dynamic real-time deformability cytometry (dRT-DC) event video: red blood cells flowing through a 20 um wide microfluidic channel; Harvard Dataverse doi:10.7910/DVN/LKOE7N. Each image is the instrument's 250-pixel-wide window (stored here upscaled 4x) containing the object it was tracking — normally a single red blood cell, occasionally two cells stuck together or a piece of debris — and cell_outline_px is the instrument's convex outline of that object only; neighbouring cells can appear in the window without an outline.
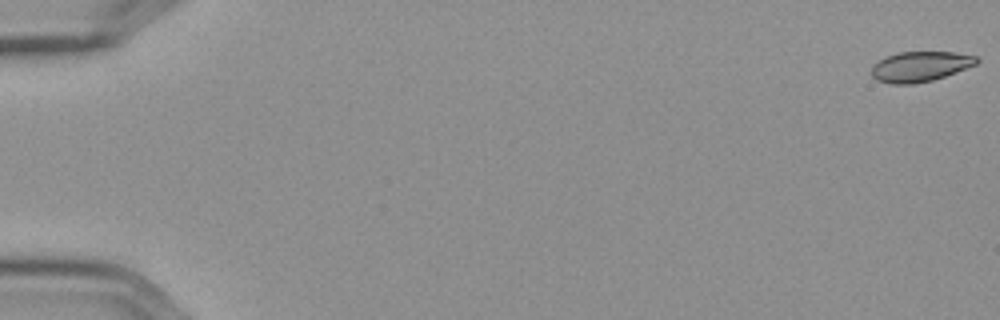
{"species": "Egyptian fruit bat (a non-hibernating species)", "species_latin": "Rousettus aegyptiacus", "temperature_condition": "cold", "stored_images_in_passage": 58, "camera_frame_rate_fps": 3000, "um_per_image_px": 0.085, "frame": {"image": 1, "passage_image": 1, "time_ms": 0.0, "image_size_px": [1000, 320], "cell_outline_px": [[980, 60], [976, 64], [944, 76], [932, 80], [912, 84], [892, 84], [876, 80], [872, 76], [872, 64], [884, 56], [900, 52], [956, 52], [976, 56]], "centroid_in_image_um": [78.17, 5.64], "position_along_channel_um": 6.8, "area_um2": 18.5}}
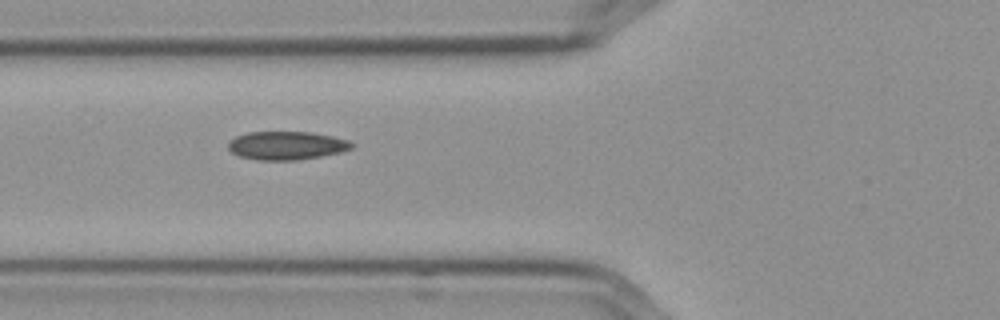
{"frame": {"image": 2, "passage_image": 23, "time_ms": 7.333, "image_size_px": [1000, 320], "cell_outline_px": [[356, 144], [352, 148], [340, 152], [320, 156], [296, 160], [260, 160], [240, 156], [232, 152], [228, 148], [228, 140], [236, 136], [248, 132], [312, 132], [332, 136], [348, 140]], "centroid_in_image_um": [24.36, 12.36], "position_along_channel_um": 101.4, "area_um2": 20.4}}
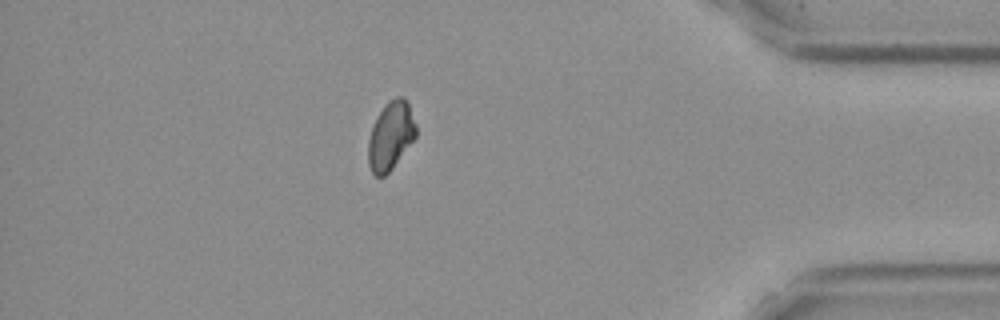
{"frame": {"image": 3, "passage_image": 51, "time_ms": 16.667, "image_size_px": [1000, 320], "cell_outline_px": [[416, 136], [392, 168], [384, 176], [376, 176], [372, 172], [368, 164], [368, 140], [376, 116], [384, 104], [388, 100], [396, 96], [404, 96], [408, 104], [416, 124]], "centroid_in_image_um": [33.19, 11.5], "position_along_channel_um": 402.0, "area_um2": 18.96}, "authors_computed_cell_mechanics": {"area_um2": 19.363, "velocity_mm_per_s": 3.5895, "shape_relaxation_time_tau1_ms": null, "shape_relaxation_time_tau2_ms": 6.6033, "deformation_change_tau1": null, "deformation_change_tau2": 0.1011}}